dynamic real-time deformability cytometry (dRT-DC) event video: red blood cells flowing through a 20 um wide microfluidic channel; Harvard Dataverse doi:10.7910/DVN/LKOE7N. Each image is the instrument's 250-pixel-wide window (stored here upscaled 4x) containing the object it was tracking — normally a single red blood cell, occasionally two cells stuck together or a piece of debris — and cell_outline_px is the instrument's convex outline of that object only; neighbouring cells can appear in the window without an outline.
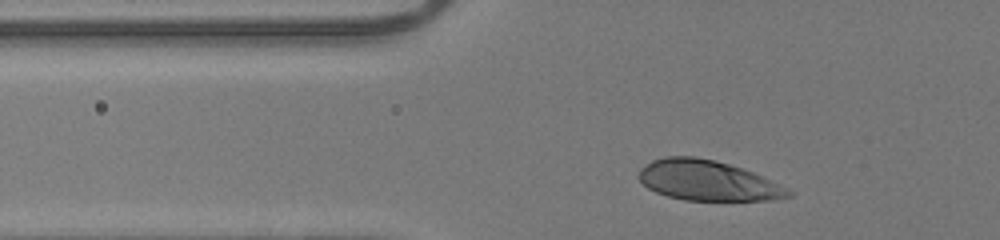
{"species": "human", "species_latin": "Homo sapiens", "temperature_condition": "room temperature", "stored_images_in_passage": 30, "camera_frame_rate_fps": 3000, "um_per_image_px": 0.085, "donor": {"sex": "male"}, "frame": {"image": 1, "passage_image": 4, "time_ms": 1.0, "image_size_px": [1000, 240], "cell_outline_px": [[792, 196], [772, 200], [684, 200], [668, 196], [656, 192], [648, 188], [636, 176], [640, 168], [652, 160], [664, 156], [692, 156], [716, 160], [752, 172], [788, 188], [792, 192]], "centroid_in_image_um": [60.11, 15.34], "position_along_channel_um": 65.7, "area_um2": 34.91}}
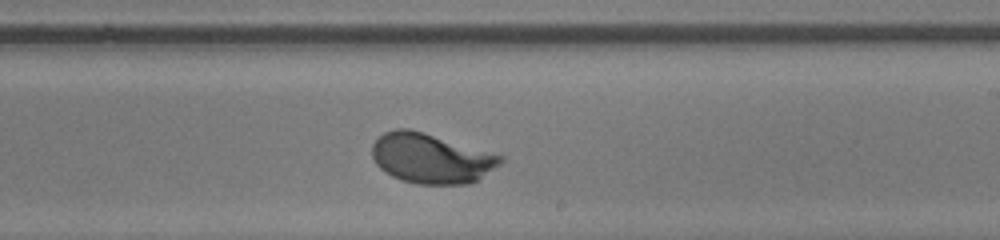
{"frame": {"image": 2, "passage_image": 19, "time_ms": 6.0, "image_size_px": [1000, 240], "cell_outline_px": [[504, 160], [500, 164], [476, 180], [468, 184], [416, 184], [400, 180], [392, 176], [380, 168], [376, 164], [372, 156], [372, 144], [384, 132], [396, 128], [408, 128], [424, 132], [504, 156]], "centroid_in_image_um": [36.62, 13.45], "position_along_channel_um": 252.4, "area_um2": 37.22}}
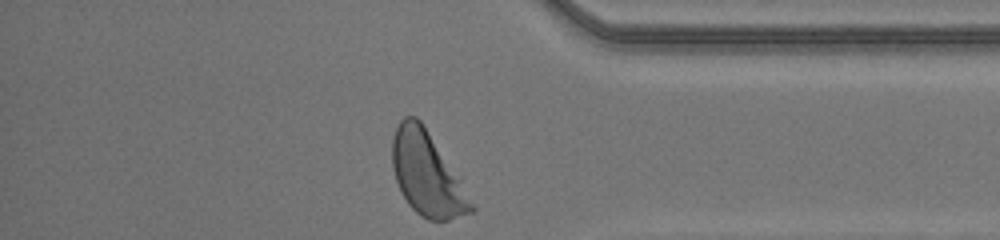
{"frame": {"image": 3, "passage_image": 30, "time_ms": 9.667, "image_size_px": [1000, 240], "cell_outline_px": [[476, 208], [472, 212], [448, 220], [428, 220], [420, 216], [408, 204], [400, 192], [392, 168], [392, 140], [396, 128], [400, 120], [404, 116], [416, 116], [420, 120], [460, 180]], "centroid_in_image_um": [36.26, 14.81], "position_along_channel_um": 398.9, "area_um2": 37.86}, "authors_computed_cell_mechanics": {"area_um2": 37.0498, "velocity_mm_per_s": 4.1447, "shape_relaxation_time_tau1_ms": 2.0126, "shape_relaxation_time_tau2_ms": null, "deformation_change_tau1": 0.1602, "deformation_change_tau2": null}}